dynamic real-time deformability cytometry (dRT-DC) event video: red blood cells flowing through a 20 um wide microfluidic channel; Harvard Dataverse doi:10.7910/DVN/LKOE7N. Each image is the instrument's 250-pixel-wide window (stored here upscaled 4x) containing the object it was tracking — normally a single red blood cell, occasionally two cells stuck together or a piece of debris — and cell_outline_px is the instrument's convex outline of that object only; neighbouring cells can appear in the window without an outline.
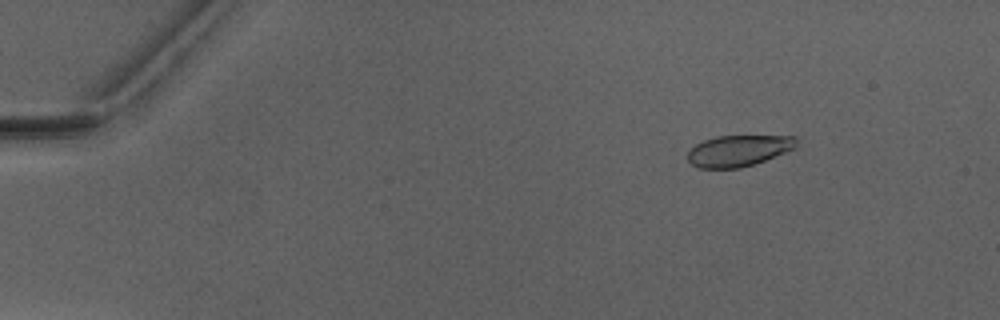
{"species": "Egyptian fruit bat (a non-hibernating species)", "species_latin": "Rousettus aegyptiacus", "temperature_condition": "warm", "stored_images_in_passage": 6, "camera_frame_rate_fps": 3000, "um_per_image_px": 0.085, "animal": {"sex": "male"}, "frame": {"image": 1, "passage_image": 2, "time_ms": 2.333, "image_size_px": [1000, 320], "cell_outline_px": [[796, 148], [764, 160], [740, 168], [700, 168], [692, 164], [688, 160], [688, 148], [704, 140], [716, 136], [796, 136]], "centroid_in_image_um": [62.74, 12.8], "position_along_channel_um": 22.3, "area_um2": 19.65}}
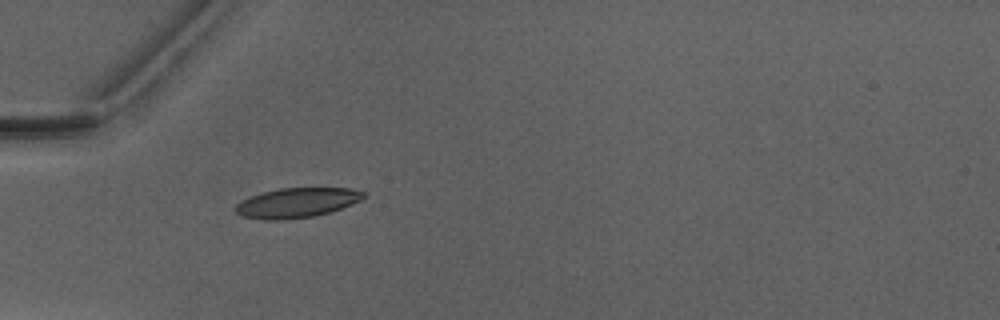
{"frame": {"image": 2, "passage_image": 5, "time_ms": 5.667, "image_size_px": [1000, 320], "cell_outline_px": [[364, 196], [360, 200], [352, 204], [328, 212], [312, 216], [284, 220], [264, 220], [240, 216], [232, 208], [240, 200], [248, 196], [280, 188], [352, 188], [364, 192]], "centroid_in_image_um": [25.15, 17.23], "position_along_channel_um": 59.9, "area_um2": 22.25}}
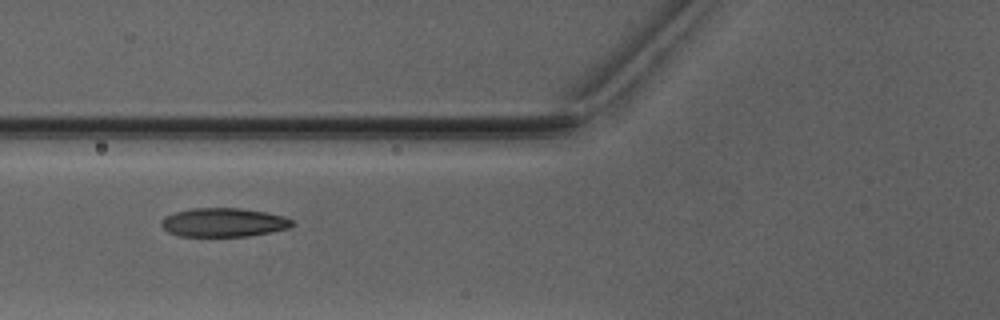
{"frame": {"image": 3, "passage_image": 6, "time_ms": 7.0, "image_size_px": [1000, 320], "cell_outline_px": [[296, 224], [288, 228], [248, 236], [180, 236], [168, 232], [160, 224], [160, 220], [164, 216], [176, 212], [192, 208], [240, 208], [264, 212], [284, 216], [292, 220]], "centroid_in_image_um": [18.98, 18.9], "position_along_channel_um": 106.8, "area_um2": 21.91}}